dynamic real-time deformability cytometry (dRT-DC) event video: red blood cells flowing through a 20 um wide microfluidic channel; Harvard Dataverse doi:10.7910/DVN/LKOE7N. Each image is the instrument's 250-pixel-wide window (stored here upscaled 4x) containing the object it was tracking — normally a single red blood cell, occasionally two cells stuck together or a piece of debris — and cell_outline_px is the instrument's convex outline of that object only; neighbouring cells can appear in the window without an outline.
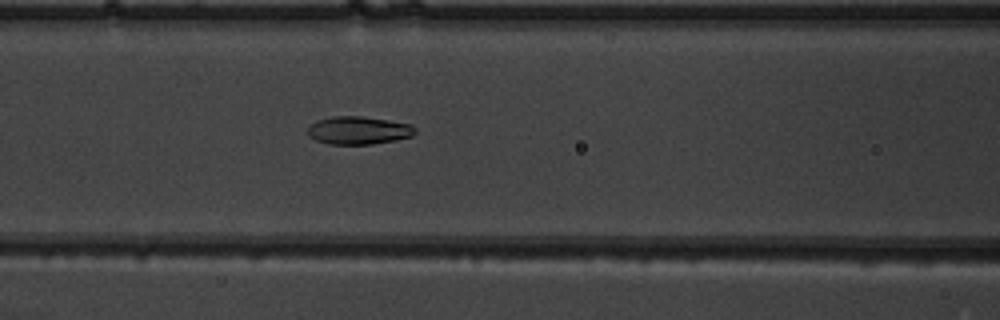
{"species": "common noctule bat (a hibernating species)", "species_latin": "Nyctalus noctula", "temperature_condition": "warm", "stored_images_in_passage": 52, "camera_frame_rate_fps": 3000, "um_per_image_px": 0.085, "animal": {"sex": "male", "body_mass_g": 19.5, "forearm_length_mm": 54.6}, "frame": {"image": 1, "passage_image": 23, "time_ms": 7.333, "image_size_px": [1000, 320], "cell_outline_px": [[416, 132], [412, 136], [396, 140], [372, 144], [328, 144], [316, 140], [308, 136], [308, 128], [316, 120], [332, 116], [360, 116], [388, 120], [412, 124], [416, 128]], "centroid_in_image_um": [30.48, 11.08], "position_along_channel_um": 136.1, "area_um2": 17.57}}
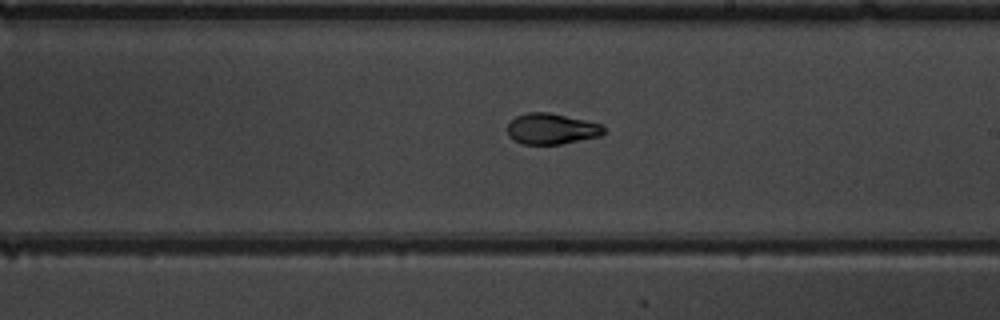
{"frame": {"image": 2, "passage_image": 31, "time_ms": 10.0, "image_size_px": [1000, 320], "cell_outline_px": [[608, 132], [600, 136], [560, 144], [520, 144], [508, 136], [508, 124], [516, 116], [528, 112], [548, 112], [584, 120], [600, 124]], "centroid_in_image_um": [46.87, 10.96], "position_along_channel_um": 242.1, "area_um2": 17.28}}
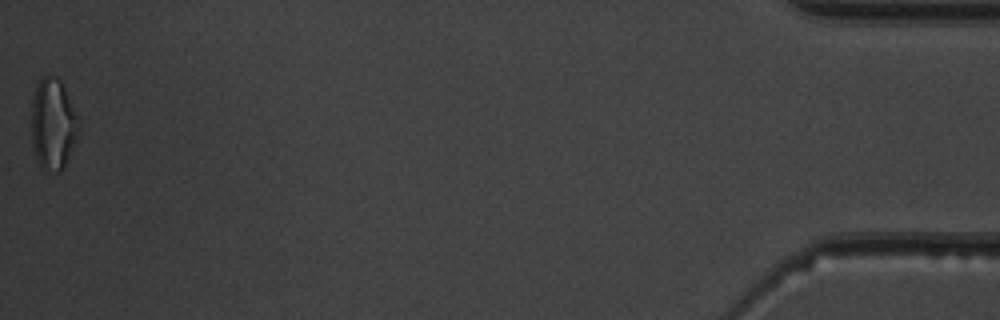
{"frame": {"image": 3, "passage_image": 52, "time_ms": 17.0, "image_size_px": [1000, 320], "cell_outline_px": [[80, 136], [64, 168], [60, 172], [44, 172], [36, 156], [32, 144], [32, 100], [40, 76], [52, 76], [60, 80], [80, 120]], "centroid_in_image_um": [4.55, 10.61], "position_along_channel_um": 430.7, "area_um2": 25.55}, "authors_computed_cell_mechanics": {"area_um2": 18.0047, "velocity_mm_per_s": 3.9897, "shape_relaxation_time_tau1_ms": 6.371, "shape_relaxation_time_tau2_ms": 1.2667, "deformation_change_tau1": 0.2079, "deformation_change_tau2": 0.0685}}